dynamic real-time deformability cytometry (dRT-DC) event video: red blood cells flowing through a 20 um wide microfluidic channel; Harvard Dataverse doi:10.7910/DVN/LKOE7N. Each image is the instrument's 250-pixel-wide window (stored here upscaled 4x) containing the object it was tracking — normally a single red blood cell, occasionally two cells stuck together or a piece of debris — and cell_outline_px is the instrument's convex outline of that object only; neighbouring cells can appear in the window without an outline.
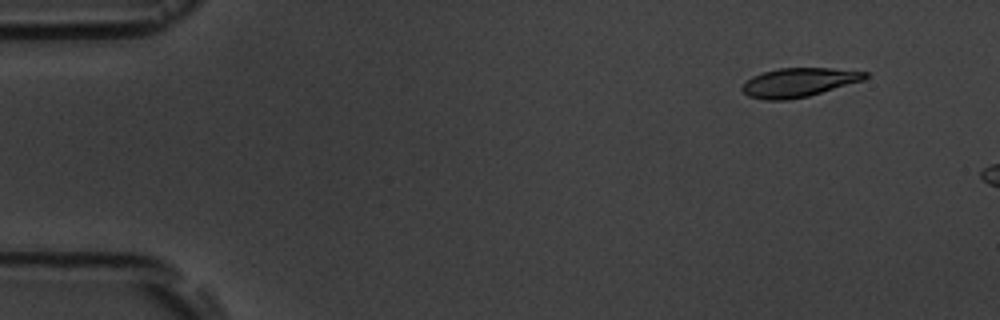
{"species": "common noctule bat (a hibernating species)", "species_latin": "Nyctalus noctula", "temperature_condition": "room temperature", "stored_images_in_passage": 4, "camera_frame_rate_fps": 3000, "um_per_image_px": 0.085, "animal": {"sex": "male", "body_mass_g": 19.5, "forearm_length_mm": 54.6}, "frame": {"image": 1, "passage_image": 2, "time_ms": 1.333, "image_size_px": [1000, 320], "cell_outline_px": [[868, 76], [864, 80], [808, 96], [788, 100], [764, 100], [748, 96], [740, 88], [752, 76], [764, 72], [780, 68], [832, 68], [868, 72]], "centroid_in_image_um": [67.9, 7.01], "position_along_channel_um": 17.1, "area_um2": 20.63}}